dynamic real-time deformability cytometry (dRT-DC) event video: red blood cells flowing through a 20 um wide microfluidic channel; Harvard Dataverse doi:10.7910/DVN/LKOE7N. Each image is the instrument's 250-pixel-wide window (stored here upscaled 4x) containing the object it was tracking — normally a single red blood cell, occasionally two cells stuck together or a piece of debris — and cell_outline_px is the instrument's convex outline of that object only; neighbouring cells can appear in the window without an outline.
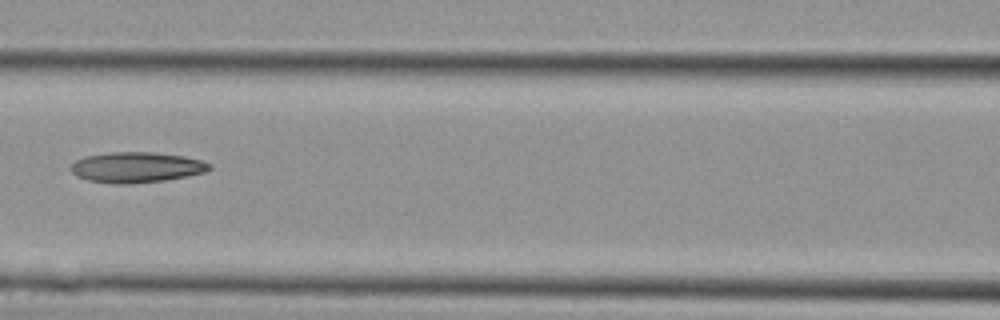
{"species": "Egyptian fruit bat (a non-hibernating species)", "species_latin": "Rousettus aegyptiacus", "temperature_condition": "cold", "stored_images_in_passage": 3, "camera_frame_rate_fps": 3000, "um_per_image_px": 0.085, "animal": {"sex": "female"}, "frame": {"image": 1, "passage_image": 3, "time_ms": 0.667, "image_size_px": [1000, 320], "cell_outline_px": [[212, 168], [204, 172], [188, 176], [164, 180], [128, 184], [112, 184], [88, 180], [76, 176], [72, 172], [72, 164], [76, 160], [84, 156], [108, 152], [152, 152], [184, 156], [200, 160], [212, 164]], "centroid_in_image_um": [11.59, 14.22], "position_along_channel_um": 155.0, "area_um2": 24.68}}